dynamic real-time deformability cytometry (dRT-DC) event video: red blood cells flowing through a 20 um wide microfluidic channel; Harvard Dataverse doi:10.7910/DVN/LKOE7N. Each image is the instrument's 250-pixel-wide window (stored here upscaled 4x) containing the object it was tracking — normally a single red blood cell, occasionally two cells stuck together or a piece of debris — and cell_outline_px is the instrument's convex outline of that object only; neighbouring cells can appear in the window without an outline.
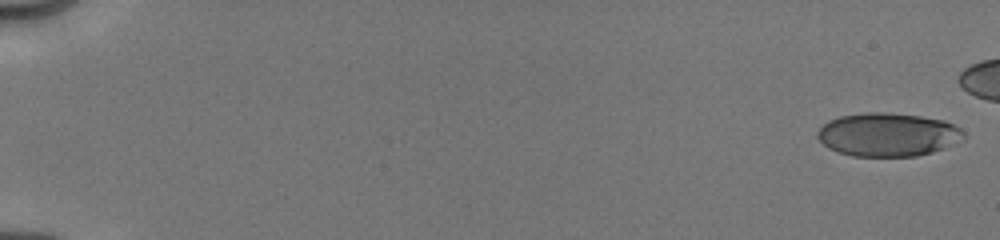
{"species": "human", "species_latin": "Homo sapiens", "temperature_condition": "cold", "stored_images_in_passage": 53, "camera_frame_rate_fps": 3000, "um_per_image_px": 0.085, "donor": {"sex": "male"}, "frame": {"image": 1, "passage_image": 1, "time_ms": 0.0, "image_size_px": [1000, 240], "cell_outline_px": [[964, 140], [944, 148], [932, 152], [916, 156], [852, 156], [836, 152], [828, 148], [816, 136], [816, 132], [828, 120], [840, 116], [864, 112], [884, 112], [920, 116], [944, 120], [960, 128], [964, 132]], "centroid_in_image_um": [75.46, 11.44], "position_along_channel_um": 9.5, "area_um2": 37.22}}
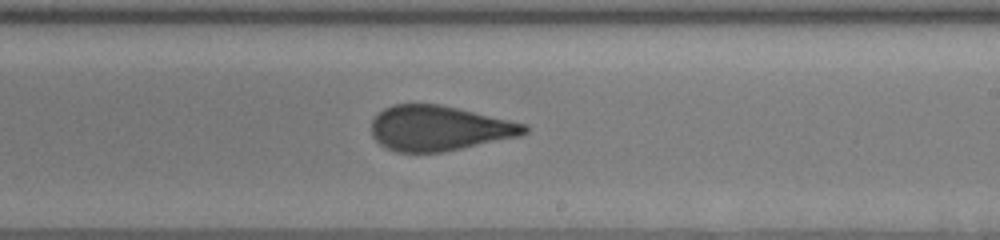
{"frame": {"image": 2, "passage_image": 36, "time_ms": 10.667, "image_size_px": [1000, 240], "cell_outline_px": [[532, 128], [528, 132], [520, 136], [444, 152], [396, 152], [380, 144], [372, 136], [372, 120], [384, 108], [392, 104], [440, 104], [528, 124]], "centroid_in_image_um": [37.36, 10.9], "position_along_channel_um": 251.6, "area_um2": 40.29}}
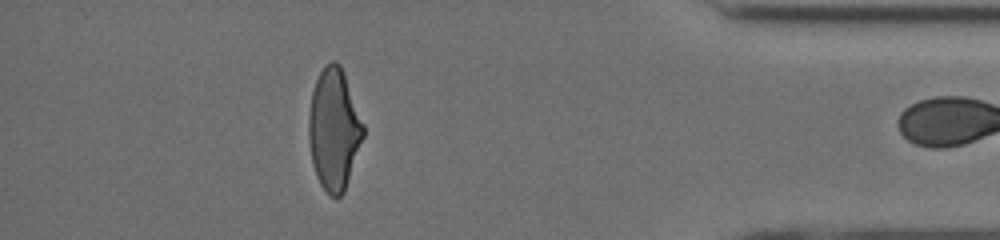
{"frame": {"image": 3, "passage_image": 52, "time_ms": 15.333, "image_size_px": [1000, 240], "cell_outline_px": [[364, 136], [344, 192], [340, 196], [332, 196], [320, 184], [316, 176], [312, 164], [308, 136], [308, 116], [312, 92], [316, 80], [324, 64], [332, 60], [336, 60], [340, 64], [344, 72], [364, 124]], "centroid_in_image_um": [28.38, 10.95], "position_along_channel_um": 406.8, "area_um2": 38.67}}